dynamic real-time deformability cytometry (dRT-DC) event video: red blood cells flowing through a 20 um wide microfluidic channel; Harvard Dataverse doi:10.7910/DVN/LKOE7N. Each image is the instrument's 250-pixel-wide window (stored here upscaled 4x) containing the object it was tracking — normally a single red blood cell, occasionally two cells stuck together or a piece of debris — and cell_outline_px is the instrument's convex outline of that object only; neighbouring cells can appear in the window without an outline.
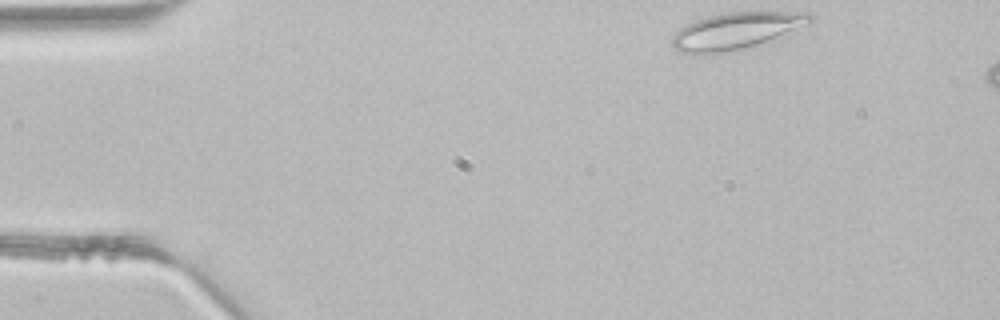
{"species": "common noctule bat (a hibernating species)", "species_latin": "Nyctalus noctula", "temperature_condition": "room temperature", "stored_images_in_passage": 3, "camera_frame_rate_fps": 3000, "um_per_image_px": 0.085, "animal": {"sex": "male", "body_mass_g": 21.5, "forearm_length_mm": 52.0}, "frame": {"image": 1, "passage_image": 1, "time_ms": 0.0, "image_size_px": [1000, 320], "cell_outline_px": [[816, 16], [808, 24], [756, 44], [744, 48], [720, 52], [692, 56], [680, 52], [672, 48], [672, 36], [684, 24], [708, 16], [728, 12], [808, 12]], "centroid_in_image_um": [62.48, 2.62], "position_along_channel_um": 22.5, "area_um2": 29.25}}